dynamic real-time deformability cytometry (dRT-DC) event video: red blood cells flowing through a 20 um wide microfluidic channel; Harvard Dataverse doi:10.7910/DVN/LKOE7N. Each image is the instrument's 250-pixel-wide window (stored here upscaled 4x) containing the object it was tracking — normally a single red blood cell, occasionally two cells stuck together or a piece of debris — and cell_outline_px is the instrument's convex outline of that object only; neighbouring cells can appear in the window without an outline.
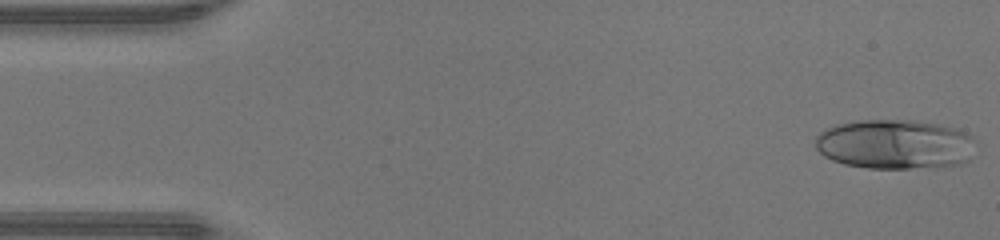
{"species": "human", "species_latin": "Homo sapiens", "temperature_condition": "warm", "stored_images_in_passage": 46, "camera_frame_rate_fps": 3000, "um_per_image_px": 0.085, "donor": {"sex": "male"}, "frame": {"image": 1, "passage_image": 1, "time_ms": 0.0, "image_size_px": [1000, 240], "cell_outline_px": [[976, 140], [968, 160], [960, 164], [936, 168], [868, 168], [844, 164], [832, 160], [824, 156], [816, 148], [816, 136], [820, 132], [836, 124], [860, 120], [912, 120], [940, 124], [956, 128], [972, 136]], "centroid_in_image_um": [76.09, 12.27], "position_along_channel_um": 8.9, "area_um2": 46.7}}
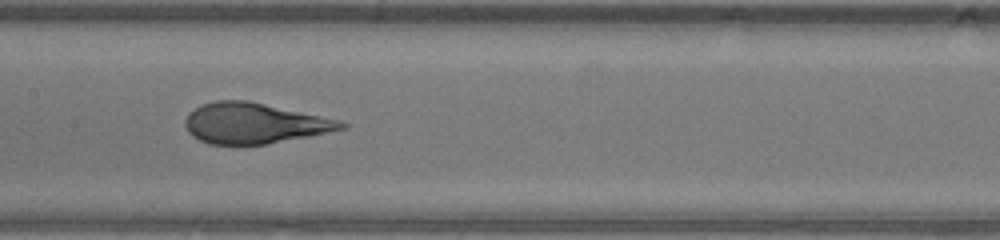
{"frame": {"image": 2, "passage_image": 22, "time_ms": 7.0, "image_size_px": [1000, 240], "cell_outline_px": [[348, 128], [312, 136], [268, 144], [208, 144], [192, 136], [188, 132], [184, 124], [184, 120], [188, 112], [200, 104], [216, 100], [248, 100], [340, 120], [348, 124]], "centroid_in_image_um": [21.6, 10.47], "position_along_channel_um": 185.8, "area_um2": 37.22}}
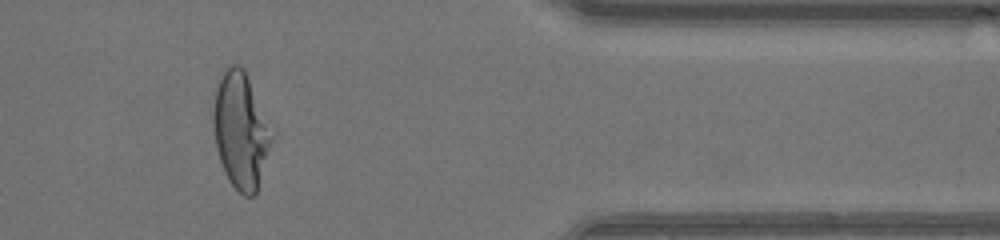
{"frame": {"image": 3, "passage_image": 38, "time_ms": 12.333, "image_size_px": [1000, 240], "cell_outline_px": [[276, 136], [256, 192], [252, 196], [244, 196], [228, 180], [224, 172], [216, 148], [212, 120], [212, 112], [216, 84], [220, 72], [228, 64], [236, 64], [244, 68], [276, 128]], "centroid_in_image_um": [20.52, 11.01], "position_along_channel_um": 390.9, "area_um2": 41.38}, "authors_computed_cell_mechanics": {"area_um2": 40.2866, "velocity_mm_per_s": 4.3715, "shape_relaxation_time_tau1_ms": 7.3403, "shape_relaxation_time_tau2_ms": null, "deformation_change_tau1": 0.3612, "deformation_change_tau2": null}}